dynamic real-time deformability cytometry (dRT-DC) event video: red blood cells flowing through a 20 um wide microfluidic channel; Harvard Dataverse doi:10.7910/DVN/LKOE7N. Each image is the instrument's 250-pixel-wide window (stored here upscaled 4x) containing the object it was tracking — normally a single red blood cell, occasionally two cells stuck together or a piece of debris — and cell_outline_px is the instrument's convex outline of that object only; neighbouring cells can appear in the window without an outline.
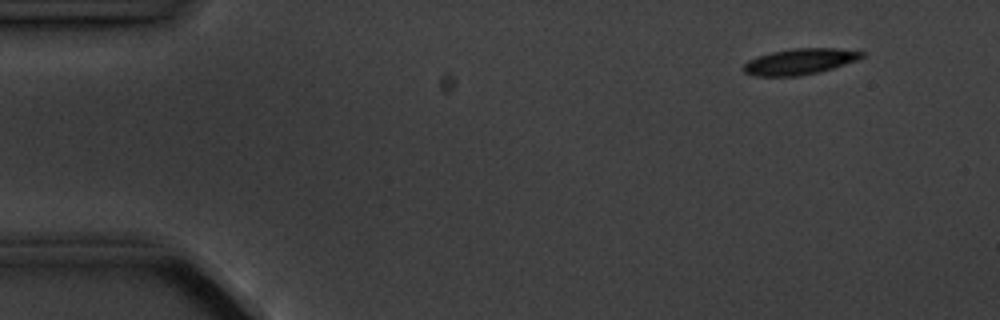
{"species": "common noctule bat (a hibernating species)", "species_latin": "Nyctalus noctula", "temperature_condition": "cold", "stored_images_in_passage": 6, "segment_of_instrument_passage": [2, 2], "camera_frame_rate_fps": 3000, "um_per_image_px": 0.085, "animal": {"sex": "male", "body_mass_g": 20.1, "forearm_length_mm": 53.5}, "frame": {"image": 1, "passage_image": 6, "time_ms": 5.667, "image_size_px": [1000, 320], "cell_outline_px": [[864, 56], [856, 60], [820, 72], [800, 76], [756, 76], [744, 72], [744, 64], [748, 60], [756, 56], [772, 52], [792, 48], [836, 48], [864, 52]], "centroid_in_image_um": [67.96, 5.23], "position_along_channel_um": 17.0, "area_um2": 17.8}}